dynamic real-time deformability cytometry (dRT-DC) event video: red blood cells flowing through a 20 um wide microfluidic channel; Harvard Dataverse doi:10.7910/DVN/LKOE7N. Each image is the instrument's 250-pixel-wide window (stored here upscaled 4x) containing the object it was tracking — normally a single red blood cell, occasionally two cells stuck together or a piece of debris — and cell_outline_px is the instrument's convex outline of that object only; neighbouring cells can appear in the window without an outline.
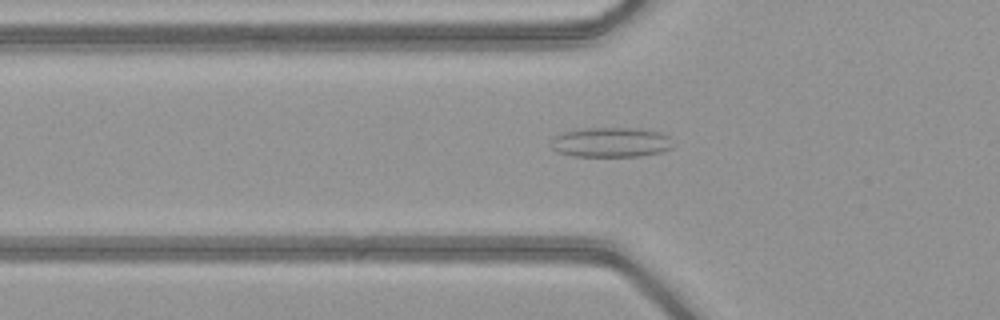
{"species": "common noctule bat (a hibernating species)", "species_latin": "Nyctalus noctula", "temperature_condition": "warm", "stored_images_in_passage": 36, "camera_frame_rate_fps": 3000, "um_per_image_px": 0.085, "animal": {"sex": "female", "body_mass_g": 21.9}, "frame": {"image": 1, "passage_image": 10, "time_ms": 3.0, "image_size_px": [1000, 320], "cell_outline_px": [[676, 144], [672, 148], [664, 152], [640, 156], [572, 156], [556, 152], [548, 144], [552, 136], [576, 128], [640, 128], [660, 132], [668, 136]], "centroid_in_image_um": [51.91, 12.09], "position_along_channel_um": 73.9, "area_um2": 21.85}}
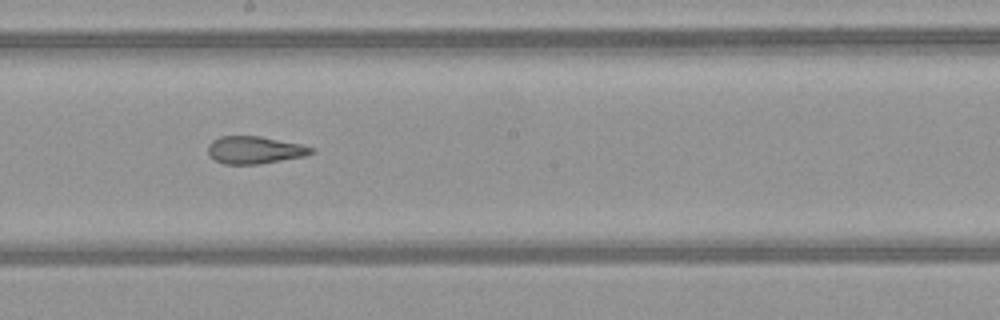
{"frame": {"image": 2, "passage_image": 21, "time_ms": 6.667, "image_size_px": [1000, 320], "cell_outline_px": [[316, 152], [304, 156], [260, 164], [224, 164], [216, 160], [208, 152], [208, 144], [212, 140], [220, 136], [260, 136], [300, 144], [316, 148]], "centroid_in_image_um": [21.67, 12.74], "position_along_channel_um": 226.5, "area_um2": 16.53}}
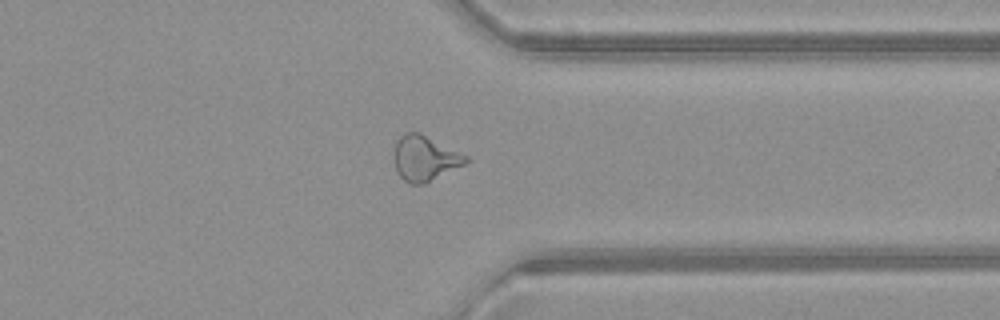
{"frame": {"image": 3, "passage_image": 32, "time_ms": 10.333, "image_size_px": [1000, 320], "cell_outline_px": [[468, 160], [464, 164], [424, 184], [412, 184], [404, 180], [400, 176], [396, 168], [396, 144], [400, 136], [408, 132], [420, 132], [468, 156]], "centroid_in_image_um": [36.13, 13.45], "position_along_channel_um": 375.3, "area_um2": 18.38}, "authors_computed_cell_mechanics": {"area_um2": 17.6579, "velocity_mm_per_s": 4.1218, "shape_relaxation_time_tau1_ms": null, "shape_relaxation_time_tau2_ms": 1.3946, "deformation_change_tau1": null, "deformation_change_tau2": 0.1043}}